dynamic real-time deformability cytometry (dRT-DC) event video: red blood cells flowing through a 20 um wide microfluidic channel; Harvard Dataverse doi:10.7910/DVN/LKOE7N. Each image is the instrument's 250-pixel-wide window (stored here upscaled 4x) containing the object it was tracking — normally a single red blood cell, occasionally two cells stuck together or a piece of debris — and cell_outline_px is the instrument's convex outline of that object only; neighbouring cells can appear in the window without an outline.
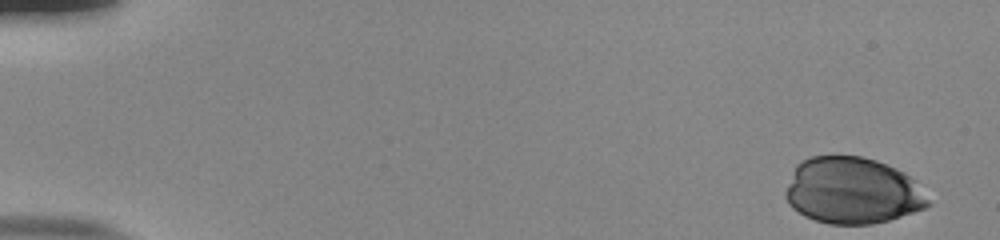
{"species": "human", "species_latin": "Homo sapiens", "temperature_condition": "room temperature", "stored_images_in_passage": 45, "camera_frame_rate_fps": 3000, "um_per_image_px": 0.085, "donor": {"sex": "male"}, "frame": {"image": 1, "passage_image": 1, "time_ms": 0.0, "image_size_px": [1000, 240], "cell_outline_px": [[932, 204], [924, 208], [888, 220], [872, 224], [828, 224], [804, 216], [792, 208], [788, 204], [784, 196], [784, 192], [796, 164], [800, 160], [812, 156], [860, 156], [876, 160], [896, 168], [904, 172], [916, 180]], "centroid_in_image_um": [72.44, 16.2], "position_along_channel_um": 12.6, "area_um2": 55.55}}
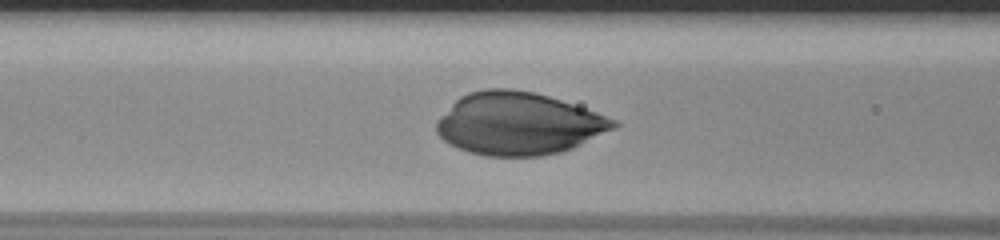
{"frame": {"image": 2, "passage_image": 22, "time_ms": 7.0, "image_size_px": [1000, 240], "cell_outline_px": [[620, 124], [616, 128], [572, 148], [560, 152], [540, 156], [484, 156], [468, 152], [456, 148], [444, 140], [436, 132], [436, 120], [460, 96], [468, 92], [484, 88], [512, 88], [536, 92], [596, 112], [616, 120]], "centroid_in_image_um": [44.04, 10.51], "position_along_channel_um": 122.6, "area_um2": 64.56}}
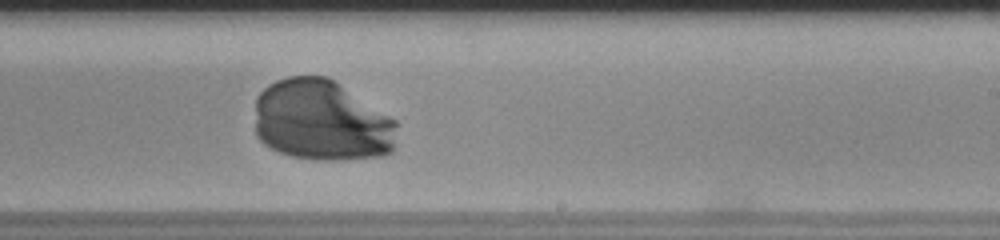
{"frame": {"image": 3, "passage_image": 33, "time_ms": 10.667, "image_size_px": [1000, 240], "cell_outline_px": [[396, 124], [392, 152], [384, 156], [340, 160], [316, 160], [292, 156], [280, 152], [264, 144], [256, 136], [256, 96], [268, 84], [276, 80], [288, 76], [328, 76], [396, 120]], "centroid_in_image_um": [27.31, 10.26], "position_along_channel_um": 261.7, "area_um2": 67.39}}